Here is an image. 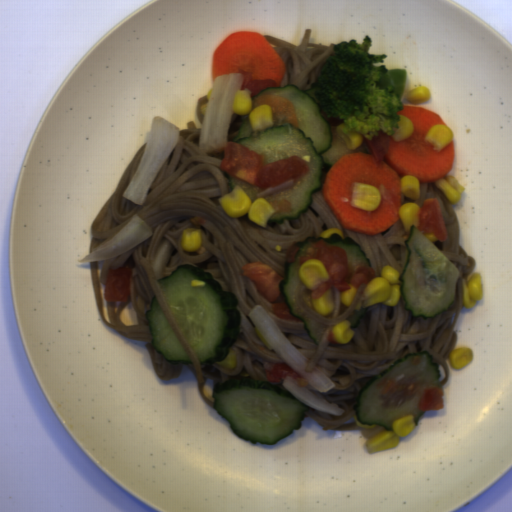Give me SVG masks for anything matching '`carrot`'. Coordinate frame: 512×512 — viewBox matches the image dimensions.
Instances as JSON below:
<instances>
[{"label": "carrot", "instance_id": "carrot-2", "mask_svg": "<svg viewBox=\"0 0 512 512\" xmlns=\"http://www.w3.org/2000/svg\"><path fill=\"white\" fill-rule=\"evenodd\" d=\"M252 73V80H273L280 87L286 64L271 42L257 31H234L214 49L212 81L220 75Z\"/></svg>", "mask_w": 512, "mask_h": 512}, {"label": "carrot", "instance_id": "carrot-1", "mask_svg": "<svg viewBox=\"0 0 512 512\" xmlns=\"http://www.w3.org/2000/svg\"><path fill=\"white\" fill-rule=\"evenodd\" d=\"M397 115L412 121L413 134L401 141H394L390 136L387 153L379 167L371 153L361 151L342 155L328 168L322 187L323 199L344 230L373 237L388 231L400 220L404 175L415 176L420 184H432L453 170L455 140L441 151L434 150V145L425 141L432 126L446 124L438 113L403 104ZM357 181L379 187L382 200L374 212L349 204L353 183Z\"/></svg>", "mask_w": 512, "mask_h": 512}, {"label": "carrot", "instance_id": "carrot-3", "mask_svg": "<svg viewBox=\"0 0 512 512\" xmlns=\"http://www.w3.org/2000/svg\"><path fill=\"white\" fill-rule=\"evenodd\" d=\"M260 105H269L272 114L273 126L291 123L293 127L299 126L296 109L292 101L284 96L264 95L253 99V109Z\"/></svg>", "mask_w": 512, "mask_h": 512}]
</instances>
